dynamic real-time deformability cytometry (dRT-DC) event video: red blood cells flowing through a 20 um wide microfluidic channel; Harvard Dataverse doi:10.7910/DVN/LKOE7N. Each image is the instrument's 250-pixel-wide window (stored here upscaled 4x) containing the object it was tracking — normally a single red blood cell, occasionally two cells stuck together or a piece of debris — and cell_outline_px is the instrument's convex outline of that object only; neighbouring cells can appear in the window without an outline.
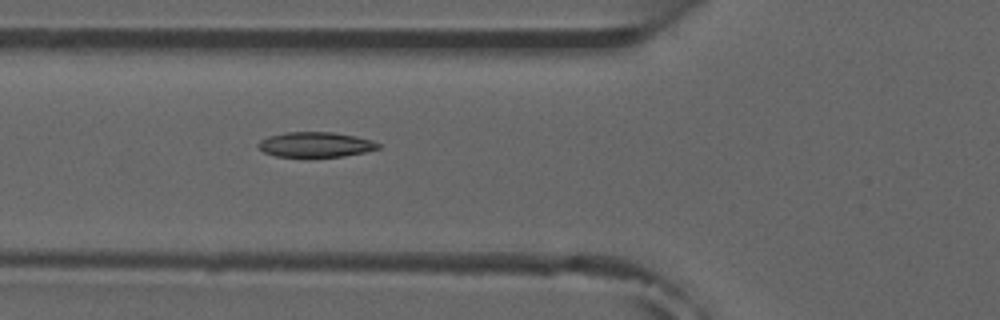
{"species": "common noctule bat (a hibernating species)", "species_latin": "Nyctalus noctula", "temperature_condition": "room temperature", "stored_images_in_passage": 6, "camera_frame_rate_fps": 3000, "um_per_image_px": 0.085, "animal": {"sex": "male", "forearm_length_mm": 52.5}, "frame": {"image": 1, "passage_image": 6, "time_ms": 6.0, "image_size_px": [1000, 320], "cell_outline_px": [[380, 148], [364, 152], [344, 156], [308, 160], [276, 156], [264, 152], [256, 144], [260, 140], [268, 136], [284, 132], [332, 132], [356, 136], [372, 140], [380, 144]], "centroid_in_image_um": [26.79, 12.33], "position_along_channel_um": 99.0, "area_um2": 18.38}}